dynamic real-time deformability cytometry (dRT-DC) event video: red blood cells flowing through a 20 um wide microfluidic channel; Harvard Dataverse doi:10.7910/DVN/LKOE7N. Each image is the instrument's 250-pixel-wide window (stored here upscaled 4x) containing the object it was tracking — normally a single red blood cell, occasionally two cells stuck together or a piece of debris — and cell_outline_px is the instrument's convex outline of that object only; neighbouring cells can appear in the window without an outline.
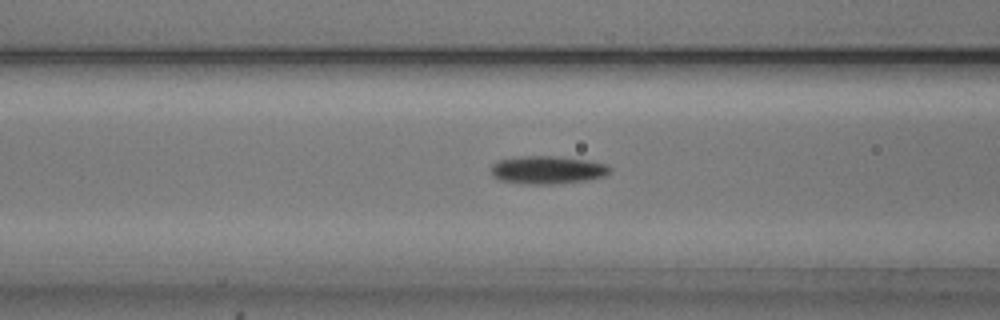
{"species": "common noctule bat (a hibernating species)", "species_latin": "Nyctalus noctula", "temperature_condition": "cold", "stored_images_in_passage": 53, "camera_frame_rate_fps": 3000, "um_per_image_px": 0.085, "animal": {"sex": "male", "body_mass_g": 20.5, "forearm_length_mm": 52.5}, "frame": {"image": 1, "passage_image": 21, "time_ms": 6.667, "image_size_px": [1000, 320], "cell_outline_px": [[612, 168], [604, 176], [588, 180], [552, 184], [528, 184], [500, 180], [492, 176], [492, 164], [500, 160], [520, 156], [556, 156], [588, 160], [608, 164]], "centroid_in_image_um": [46.56, 14.44], "position_along_channel_um": 120.0, "area_um2": 19.36}}
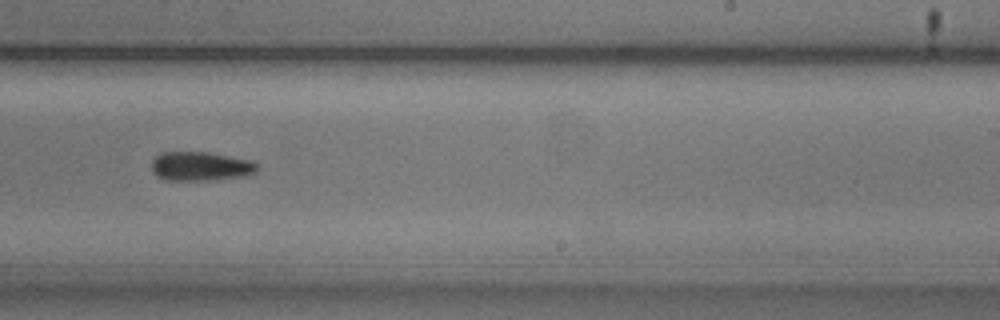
{"frame": {"image": 2, "passage_image": 33, "time_ms": 10.667, "image_size_px": [1000, 320], "cell_outline_px": [[256, 172], [244, 176], [204, 180], [164, 180], [156, 176], [152, 172], [152, 160], [160, 152], [208, 152], [252, 160], [256, 164]], "centroid_in_image_um": [17.0, 14.13], "position_along_channel_um": 272.0, "area_um2": 17.86}}
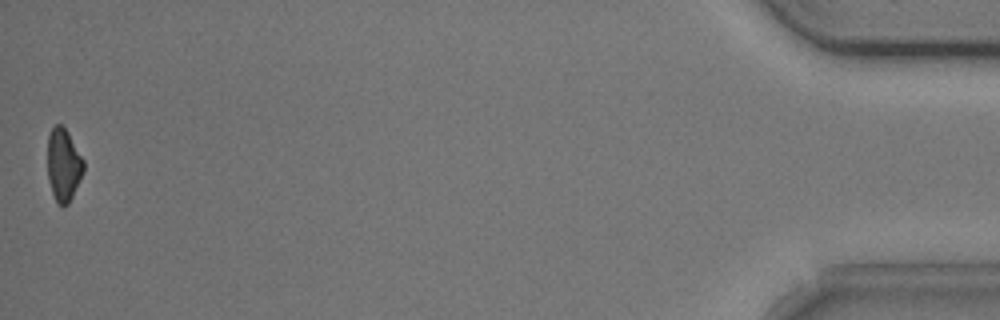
{"frame": {"image": 3, "passage_image": 53, "time_ms": 17.333, "image_size_px": [1000, 320], "cell_outline_px": [[84, 172], [68, 204], [56, 204], [48, 180], [48, 136], [52, 128], [56, 124], [60, 124], [68, 132], [84, 160]], "centroid_in_image_um": [5.4, 14.01], "position_along_channel_um": 429.8, "area_um2": 15.2}, "authors_computed_cell_mechanics": {"area_um2": 17.629, "velocity_mm_per_s": 3.8057, "shape_relaxation_time_tau1_ms": 4.3216, "shape_relaxation_time_tau2_ms": null, "deformation_change_tau1": 0.0987, "deformation_change_tau2": null}}